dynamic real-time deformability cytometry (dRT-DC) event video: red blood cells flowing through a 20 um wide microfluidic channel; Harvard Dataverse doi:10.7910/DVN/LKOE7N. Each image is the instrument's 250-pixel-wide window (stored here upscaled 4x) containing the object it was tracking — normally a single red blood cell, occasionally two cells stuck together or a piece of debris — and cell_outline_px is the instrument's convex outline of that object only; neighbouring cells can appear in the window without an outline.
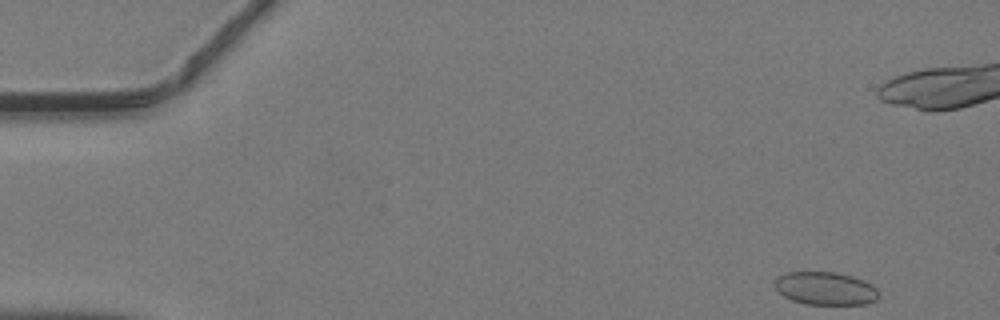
{"species": "common noctule bat (a hibernating species)", "species_latin": "Nyctalus noctula", "temperature_condition": "warm", "stored_images_in_passage": 45, "camera_frame_rate_fps": 3000, "um_per_image_px": 0.085, "animal": {"sex": "male", "body_mass_g": 19.2, "forearm_length_mm": 51.8}, "frame": {"image": 1, "passage_image": 1, "time_ms": 0.0, "image_size_px": [1000, 320], "cell_outline_px": [[876, 300], [864, 304], [804, 304], [792, 300], [784, 296], [776, 288], [776, 276], [788, 272], [836, 272], [852, 276], [864, 280], [872, 284], [876, 288]], "centroid_in_image_um": [70.15, 24.51], "position_along_channel_um": 14.9, "area_um2": 19.83}}
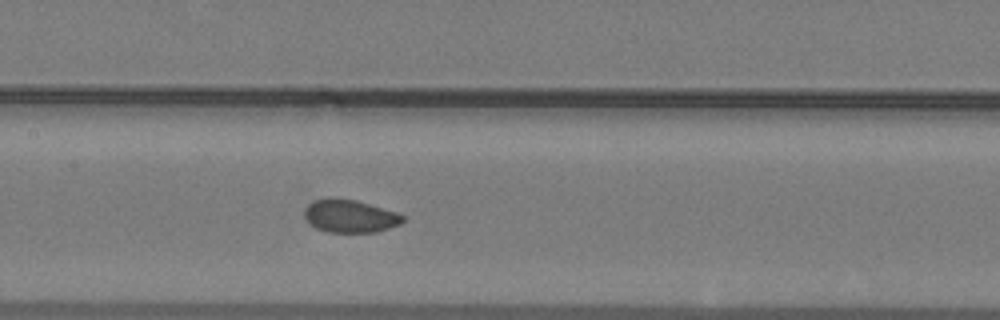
{"frame": {"image": 2, "passage_image": 20, "time_ms": 6.333, "image_size_px": [1000, 320], "cell_outline_px": [[404, 220], [400, 224], [376, 232], [328, 232], [316, 228], [304, 216], [304, 208], [308, 204], [316, 200], [328, 196], [336, 196], [356, 200], [396, 212], [404, 216]], "centroid_in_image_um": [29.72, 18.34], "position_along_channel_um": 177.7, "area_um2": 18.96}}
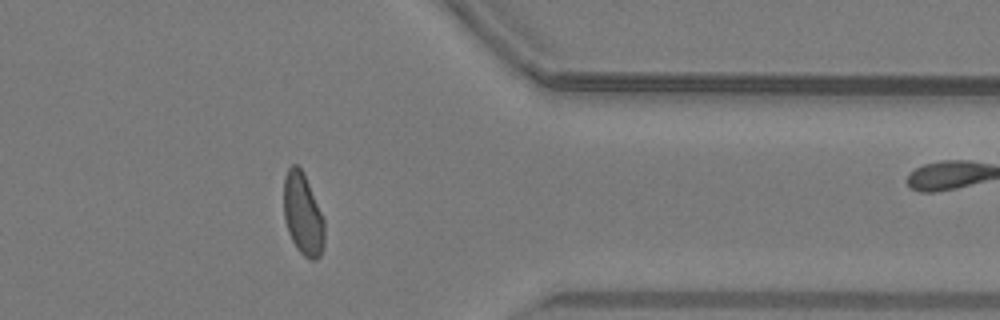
{"frame": {"image": 3, "passage_image": 35, "time_ms": 11.333, "image_size_px": [1000, 320], "cell_outline_px": [[324, 248], [320, 256], [316, 260], [312, 260], [304, 256], [296, 248], [288, 232], [284, 220], [284, 176], [288, 168], [292, 164], [296, 164], [304, 172], [324, 220]], "centroid_in_image_um": [25.74, 18.22], "position_along_channel_um": 385.7, "area_um2": 19.59}}